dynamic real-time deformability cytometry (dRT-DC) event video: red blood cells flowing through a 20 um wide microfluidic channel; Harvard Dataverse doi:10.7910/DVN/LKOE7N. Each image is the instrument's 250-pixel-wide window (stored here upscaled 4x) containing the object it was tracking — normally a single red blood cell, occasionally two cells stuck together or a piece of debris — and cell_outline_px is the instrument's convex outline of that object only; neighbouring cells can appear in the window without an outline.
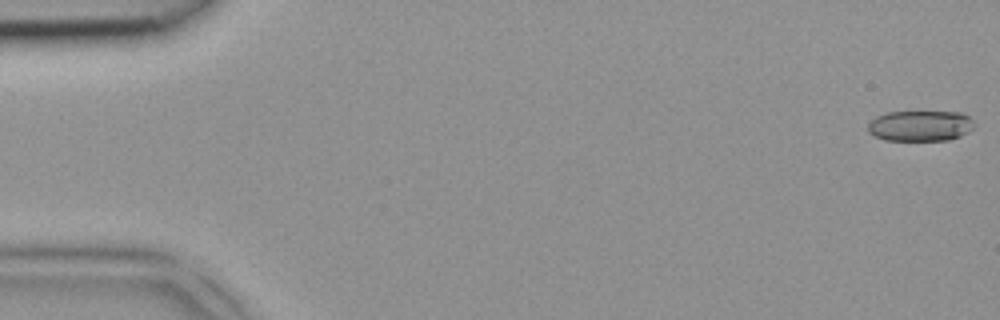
{"species": "common noctule bat (a hibernating species)", "species_latin": "Nyctalus noctula", "temperature_condition": "room temperature", "stored_images_in_passage": 5, "camera_frame_rate_fps": 3000, "um_per_image_px": 0.085, "animal": {"sex": "female", "body_mass_g": 18.4}, "frame": {"image": 1, "passage_image": 1, "time_ms": 0.0, "image_size_px": [1000, 320], "cell_outline_px": [[976, 124], [968, 132], [960, 136], [948, 140], [884, 140], [868, 132], [868, 124], [876, 116], [888, 112], [960, 112], [968, 116]], "centroid_in_image_um": [78.23, 10.69], "position_along_channel_um": 6.8, "area_um2": 18.96}}
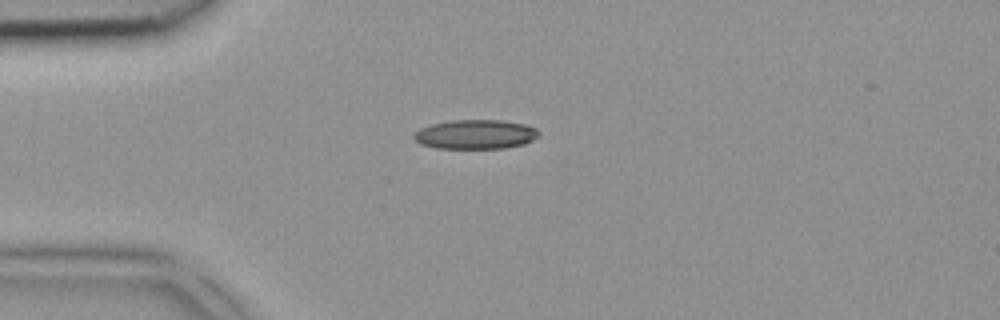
{"frame": {"image": 2, "passage_image": 4, "time_ms": 1.0, "image_size_px": [1000, 320], "cell_outline_px": [[540, 136], [524, 144], [504, 148], [436, 148], [420, 144], [412, 136], [412, 132], [420, 128], [432, 124], [452, 120], [504, 120], [524, 124], [536, 128], [540, 132]], "centroid_in_image_um": [40.41, 11.42], "position_along_channel_um": 44.6, "area_um2": 21.5}}